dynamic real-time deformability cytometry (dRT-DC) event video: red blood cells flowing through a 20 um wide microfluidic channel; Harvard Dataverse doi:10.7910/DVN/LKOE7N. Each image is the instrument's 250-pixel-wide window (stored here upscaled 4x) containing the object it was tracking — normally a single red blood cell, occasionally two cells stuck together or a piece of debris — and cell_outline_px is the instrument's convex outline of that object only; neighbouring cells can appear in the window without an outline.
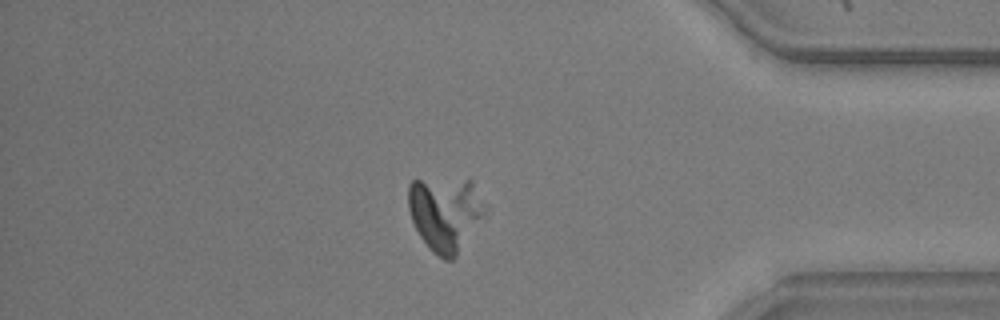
{"species": "common noctule bat (a hibernating species)", "species_latin": "Nyctalus noctula", "temperature_condition": "warm", "stored_images_in_passage": 35, "segment_of_instrument_passage": [2, 2], "camera_frame_rate_fps": 3000, "um_per_image_px": 0.085, "animal": {"sex": "male", "body_mass_g": 20.5, "forearm_length_mm": 52.5}, "frame": {"image": 1, "passage_image": 27, "time_ms": 8.667, "image_size_px": [1000, 320], "cell_outline_px": [[488, 208], [456, 256], [452, 260], [444, 260], [420, 236], [412, 220], [408, 208], [408, 184], [412, 180], [472, 180]], "centroid_in_image_um": [37.85, 18.11], "position_along_channel_um": 397.3, "area_um2": 32.77}}